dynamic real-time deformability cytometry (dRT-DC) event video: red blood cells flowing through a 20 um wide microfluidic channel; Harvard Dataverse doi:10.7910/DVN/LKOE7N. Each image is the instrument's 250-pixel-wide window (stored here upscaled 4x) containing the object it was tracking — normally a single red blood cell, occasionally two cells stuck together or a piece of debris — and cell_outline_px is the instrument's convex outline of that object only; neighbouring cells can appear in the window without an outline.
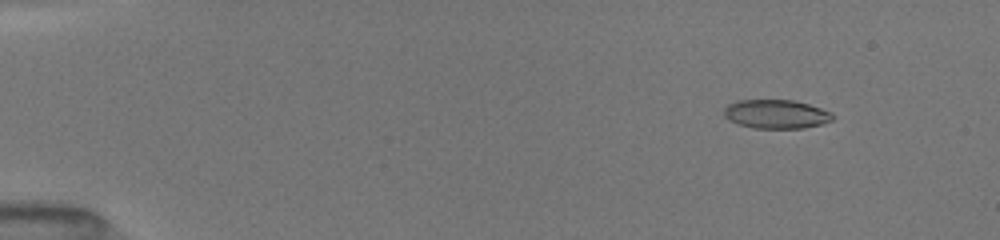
{"species": "common noctule bat (a hibernating species)", "species_latin": "Nyctalus noctula", "temperature_condition": "room temperature", "stored_images_in_passage": 10, "camera_frame_rate_fps": 3000, "um_per_image_px": 0.085, "animal": {"sex": "female", "body_mass_g": 19.5, "forearm_length_mm": 54.1}, "frame": {"image": 1, "passage_image": 3, "time_ms": 1.333, "image_size_px": [1000, 240], "cell_outline_px": [[832, 120], [824, 124], [804, 128], [752, 128], [736, 124], [728, 120], [724, 116], [724, 108], [728, 104], [736, 100], [792, 100], [808, 104], [820, 108], [828, 112], [832, 116]], "centroid_in_image_um": [65.91, 9.7], "position_along_channel_um": 19.1, "area_um2": 18.32}}
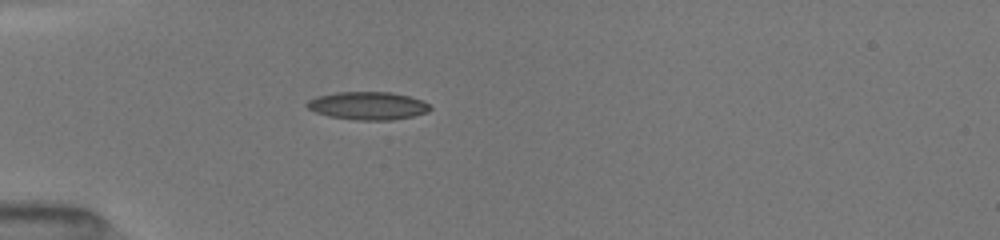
{"frame": {"image": 2, "passage_image": 8, "time_ms": 4.667, "image_size_px": [1000, 240], "cell_outline_px": [[432, 108], [428, 112], [412, 116], [392, 120], [356, 120], [328, 116], [316, 112], [308, 108], [304, 104], [308, 100], [316, 96], [336, 92], [392, 92], [424, 100]], "centroid_in_image_um": [31.26, 8.98], "position_along_channel_um": 53.7, "area_um2": 20.17}}
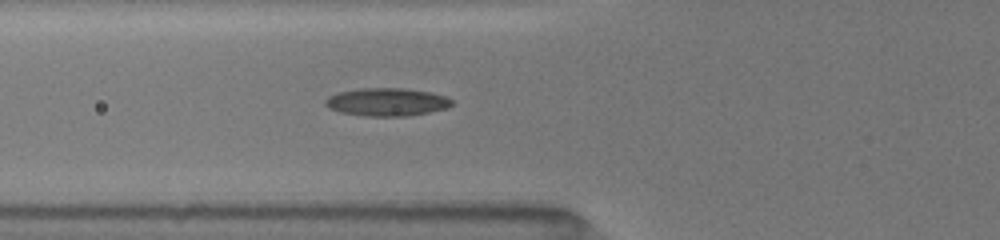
{"frame": {"image": 3, "passage_image": 10, "time_ms": 6.0, "image_size_px": [1000, 240], "cell_outline_px": [[452, 104], [448, 108], [408, 116], [364, 116], [340, 112], [328, 108], [324, 104], [324, 100], [328, 96], [336, 92], [360, 88], [404, 88], [428, 92], [448, 96], [452, 100]], "centroid_in_image_um": [32.85, 8.67], "position_along_channel_um": 93.0, "area_um2": 20.81}}